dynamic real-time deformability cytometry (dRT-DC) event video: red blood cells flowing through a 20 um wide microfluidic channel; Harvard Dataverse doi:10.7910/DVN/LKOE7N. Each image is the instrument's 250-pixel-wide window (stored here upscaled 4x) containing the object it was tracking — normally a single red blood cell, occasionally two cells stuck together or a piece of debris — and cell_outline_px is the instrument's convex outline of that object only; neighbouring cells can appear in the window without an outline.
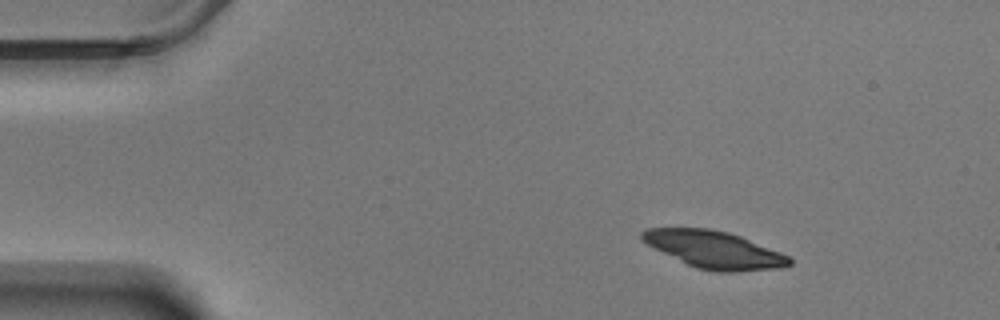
{"species": "Egyptian fruit bat (a non-hibernating species)", "species_latin": "Rousettus aegyptiacus", "temperature_condition": "warm", "stored_images_in_passage": 12, "camera_frame_rate_fps": 3000, "um_per_image_px": 0.085, "animal": {"sex": "male"}, "frame": {"image": 1, "passage_image": 1, "time_ms": 0.0, "image_size_px": [1000, 320], "cell_outline_px": [[792, 264], [780, 268], [736, 272], [716, 272], [696, 268], [640, 240], [640, 232], [648, 228], [708, 228], [728, 232], [740, 236], [792, 256]], "centroid_in_image_um": [60.77, 21.22], "position_along_channel_um": 24.2, "area_um2": 31.91}}